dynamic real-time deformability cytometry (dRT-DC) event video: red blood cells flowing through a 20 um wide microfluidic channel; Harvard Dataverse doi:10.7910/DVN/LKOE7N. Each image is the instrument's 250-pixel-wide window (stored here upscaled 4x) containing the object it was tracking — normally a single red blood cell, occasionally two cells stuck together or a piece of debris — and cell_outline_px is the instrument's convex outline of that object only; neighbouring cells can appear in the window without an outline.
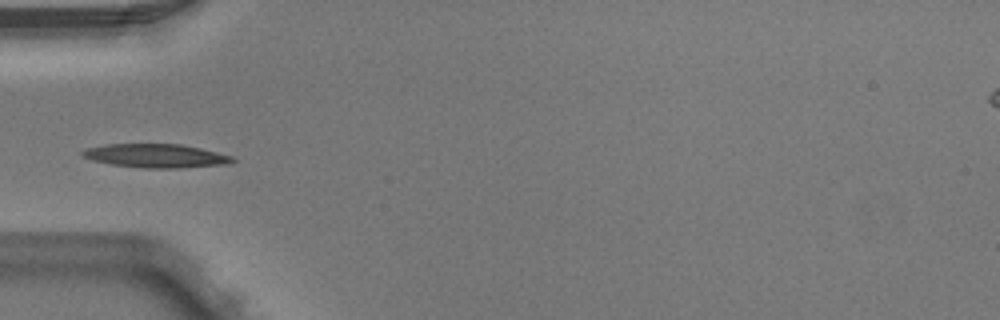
{"species": "Egyptian fruit bat (a non-hibernating species)", "species_latin": "Rousettus aegyptiacus", "temperature_condition": "warm", "stored_images_in_passage": 4, "camera_frame_rate_fps": 3000, "um_per_image_px": 0.085, "animal": {"sex": "male"}, "frame": {"image": 1, "passage_image": 3, "time_ms": 0.667, "image_size_px": [1000, 320], "cell_outline_px": [[236, 160], [228, 164], [180, 168], [144, 168], [112, 164], [92, 160], [84, 156], [80, 152], [84, 148], [104, 144], [180, 144], [200, 148], [232, 156]], "centroid_in_image_um": [13.24, 13.24], "position_along_channel_um": 71.8, "area_um2": 20.69}}
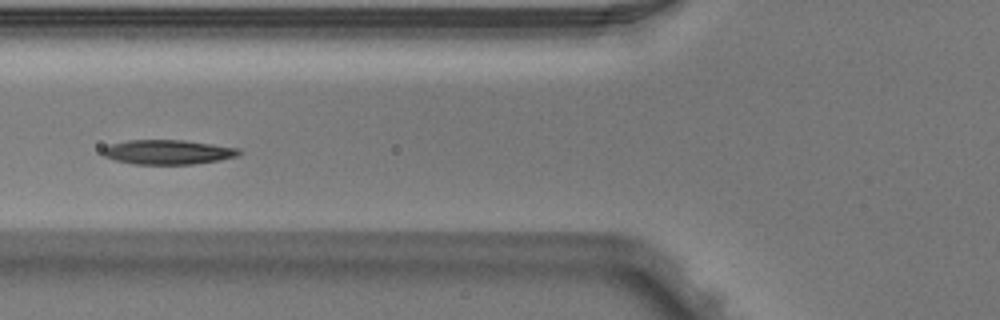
{"frame": {"image": 2, "passage_image": 4, "time_ms": 1.0, "image_size_px": [1000, 320], "cell_outline_px": [[240, 152], [236, 156], [220, 160], [192, 164], [132, 164], [116, 160], [104, 156], [100, 152], [100, 148], [112, 144], [128, 140], [184, 140], [240, 148]], "centroid_in_image_um": [14.22, 12.92], "position_along_channel_um": 111.6, "area_um2": 19.48}}